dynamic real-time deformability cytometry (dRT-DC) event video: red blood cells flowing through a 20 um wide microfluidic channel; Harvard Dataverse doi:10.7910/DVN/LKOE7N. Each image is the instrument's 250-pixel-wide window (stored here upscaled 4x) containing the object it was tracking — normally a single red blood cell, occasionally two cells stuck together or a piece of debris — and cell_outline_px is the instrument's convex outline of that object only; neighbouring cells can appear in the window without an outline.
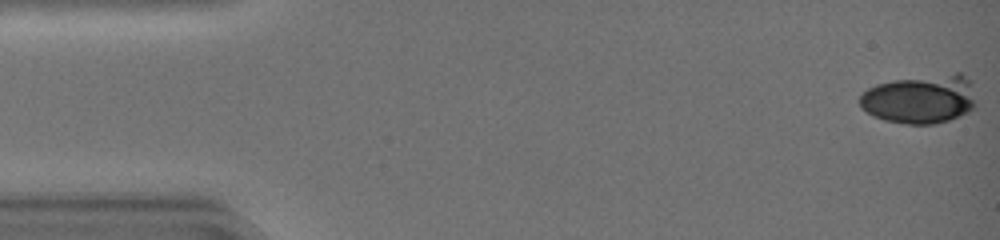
{"species": "common noctule bat (a hibernating species)", "species_latin": "Nyctalus noctula", "temperature_condition": "warm", "stored_images_in_passage": 14, "camera_frame_rate_fps": 3000, "um_per_image_px": 0.085, "animal": {"sex": "female", "body_mass_g": 19.0, "forearm_length_mm": 51.5}, "frame": {"image": 1, "passage_image": 1, "time_ms": 0.0, "image_size_px": [1000, 240], "cell_outline_px": [[976, 104], [968, 112], [948, 120], [932, 124], [908, 124], [884, 120], [872, 116], [860, 104], [860, 96], [868, 88], [876, 84], [892, 80], [956, 72], [960, 72], [972, 80]], "centroid_in_image_um": [78.26, 8.4], "position_along_channel_um": 6.7, "area_um2": 33.29}}
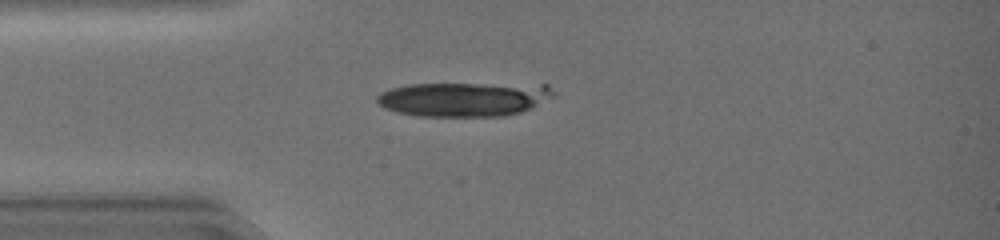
{"frame": {"image": 2, "passage_image": 12, "time_ms": 3.667, "image_size_px": [1000, 240], "cell_outline_px": [[556, 92], [552, 96], [520, 112], [500, 116], [416, 116], [396, 112], [384, 108], [376, 100], [376, 96], [380, 92], [392, 88], [408, 84], [548, 84]], "centroid_in_image_um": [39.39, 8.42], "position_along_channel_um": 45.6, "area_um2": 35.14}}